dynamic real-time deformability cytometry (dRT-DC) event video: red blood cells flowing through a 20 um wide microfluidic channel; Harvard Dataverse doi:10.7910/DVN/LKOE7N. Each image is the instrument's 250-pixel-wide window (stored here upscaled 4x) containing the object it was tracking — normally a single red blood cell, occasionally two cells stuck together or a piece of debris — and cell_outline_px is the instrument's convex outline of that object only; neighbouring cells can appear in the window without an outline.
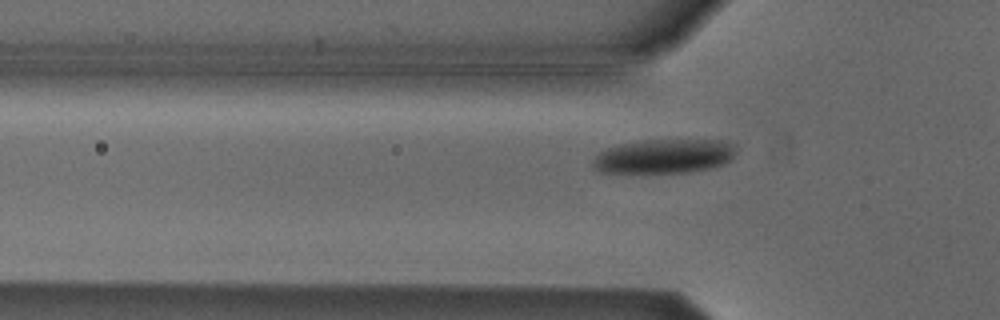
{"species": "Egyptian fruit bat (a non-hibernating species)", "species_latin": "Rousettus aegyptiacus", "temperature_condition": "cold", "stored_images_in_passage": 29, "camera_frame_rate_fps": 3000, "um_per_image_px": 0.085, "animal": {"sex": "male"}, "frame": {"image": 1, "passage_image": 2, "time_ms": 0.333, "image_size_px": [1000, 320], "cell_outline_px": [[736, 152], [728, 160], [720, 164], [708, 168], [688, 172], [600, 172], [592, 168], [592, 160], [600, 152], [608, 148], [620, 144], [644, 140], [720, 140], [736, 144]], "centroid_in_image_um": [56.42, 13.27], "position_along_channel_um": 69.4, "area_um2": 28.26}}
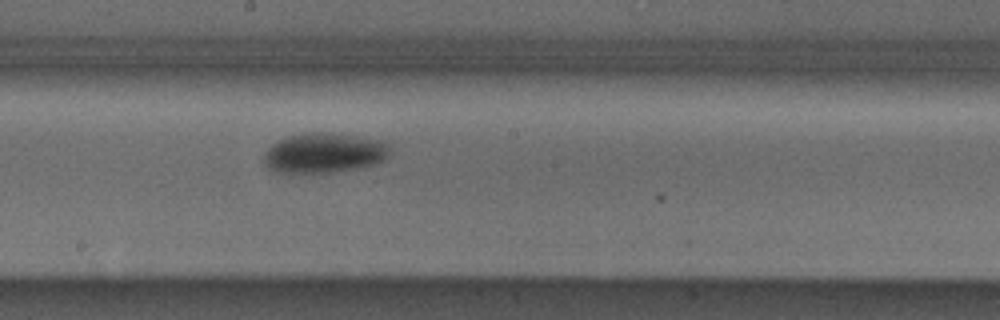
{"frame": {"image": 2, "passage_image": 14, "time_ms": 4.333, "image_size_px": [1000, 320], "cell_outline_px": [[392, 148], [388, 156], [384, 160], [360, 168], [332, 172], [276, 172], [268, 168], [260, 160], [264, 152], [272, 144], [288, 136], [308, 132], [328, 132], [384, 140]], "centroid_in_image_um": [27.54, 12.99], "position_along_channel_um": 220.7, "area_um2": 29.65}}
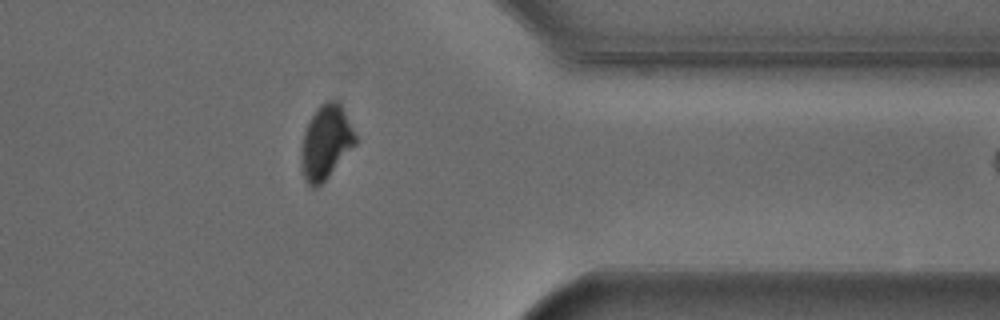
{"frame": {"image": 3, "passage_image": 28, "time_ms": 9.0, "image_size_px": [1000, 320], "cell_outline_px": [[356, 144], [328, 176], [316, 188], [312, 188], [304, 180], [300, 164], [300, 152], [304, 132], [308, 120], [316, 108], [320, 104], [328, 100], [336, 100], [340, 104], [356, 132]], "centroid_in_image_um": [27.67, 12.08], "position_along_channel_um": 383.7, "area_um2": 23.52}}